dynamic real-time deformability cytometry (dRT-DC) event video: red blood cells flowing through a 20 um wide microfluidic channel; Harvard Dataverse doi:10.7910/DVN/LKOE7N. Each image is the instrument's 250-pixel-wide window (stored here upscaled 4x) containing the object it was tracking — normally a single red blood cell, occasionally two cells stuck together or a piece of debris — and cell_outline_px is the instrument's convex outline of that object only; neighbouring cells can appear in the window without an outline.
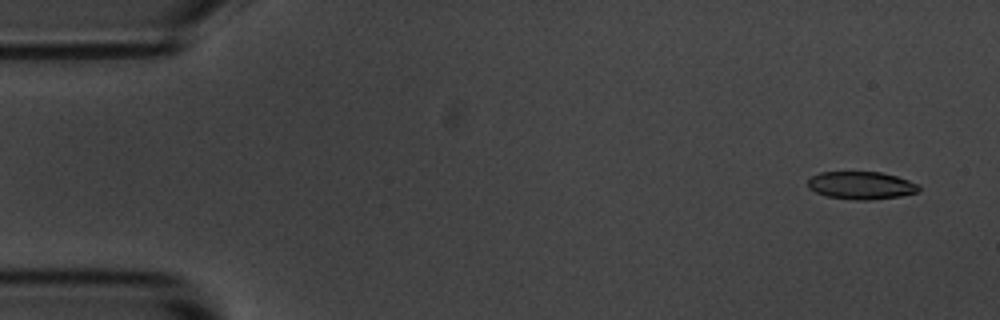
{"species": "common noctule bat (a hibernating species)", "species_latin": "Nyctalus noctula", "temperature_condition": "room temperature", "stored_images_in_passage": 5, "camera_frame_rate_fps": 3000, "um_per_image_px": 0.085, "animal": {"sex": "male", "body_mass_g": 20.1, "forearm_length_mm": 53.5}, "frame": {"image": 1, "passage_image": 1, "time_ms": 0.0, "image_size_px": [1000, 320], "cell_outline_px": [[920, 188], [916, 192], [900, 196], [868, 200], [856, 200], [828, 196], [816, 192], [808, 188], [808, 180], [812, 176], [820, 172], [880, 172], [896, 176], [920, 184]], "centroid_in_image_um": [73.2, 15.75], "position_along_channel_um": 11.8, "area_um2": 17.8}}
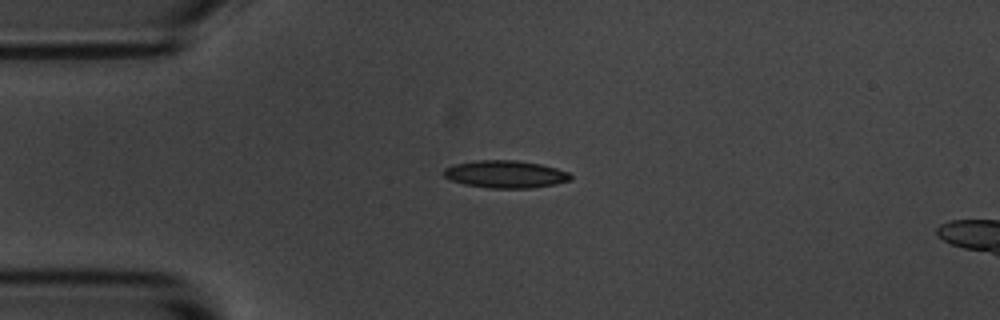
{"frame": {"image": 2, "passage_image": 3, "time_ms": 3.333, "image_size_px": [1000, 320], "cell_outline_px": [[572, 180], [532, 188], [488, 188], [464, 184], [452, 180], [444, 176], [444, 168], [452, 164], [476, 160], [516, 160], [540, 164], [556, 168], [568, 172], [572, 176]], "centroid_in_image_um": [42.94, 14.8], "position_along_channel_um": 42.1, "area_um2": 20.29}}